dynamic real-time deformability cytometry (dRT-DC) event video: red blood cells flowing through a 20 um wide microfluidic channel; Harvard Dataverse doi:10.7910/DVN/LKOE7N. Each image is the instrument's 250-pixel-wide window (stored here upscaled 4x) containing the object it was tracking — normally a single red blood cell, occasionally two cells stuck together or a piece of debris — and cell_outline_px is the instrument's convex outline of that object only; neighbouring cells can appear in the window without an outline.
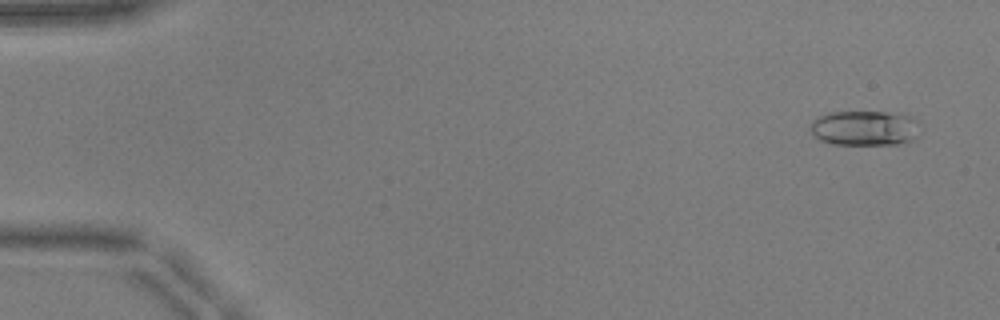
{"species": "common noctule bat (a hibernating species)", "species_latin": "Nyctalus noctula", "temperature_condition": "warm", "stored_images_in_passage": 51, "camera_frame_rate_fps": 3000, "um_per_image_px": 0.085, "animal": {"sex": "male", "body_mass_g": 17.9, "forearm_length_mm": 54.2}, "frame": {"image": 1, "passage_image": 3, "time_ms": 0.667, "image_size_px": [1000, 320], "cell_outline_px": [[920, 136], [912, 140], [896, 144], [832, 144], [820, 140], [812, 136], [812, 120], [828, 112], [884, 112], [912, 116], [920, 124]], "centroid_in_image_um": [73.54, 10.89], "position_along_channel_um": 11.5, "area_um2": 22.54}}
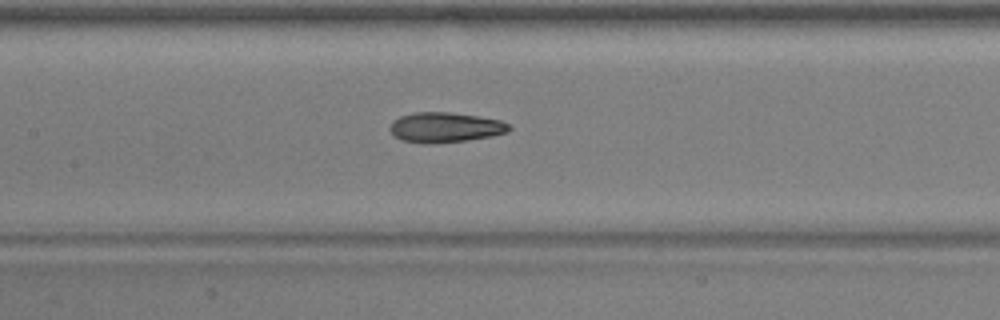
{"frame": {"image": 2, "passage_image": 25, "time_ms": 8.0, "image_size_px": [1000, 320], "cell_outline_px": [[512, 128], [508, 132], [492, 136], [464, 140], [432, 144], [424, 144], [400, 140], [392, 136], [388, 128], [392, 120], [400, 116], [412, 112], [452, 112], [480, 116], [500, 120], [508, 124]], "centroid_in_image_um": [37.78, 10.82], "position_along_channel_um": 169.6, "area_um2": 21.27}}
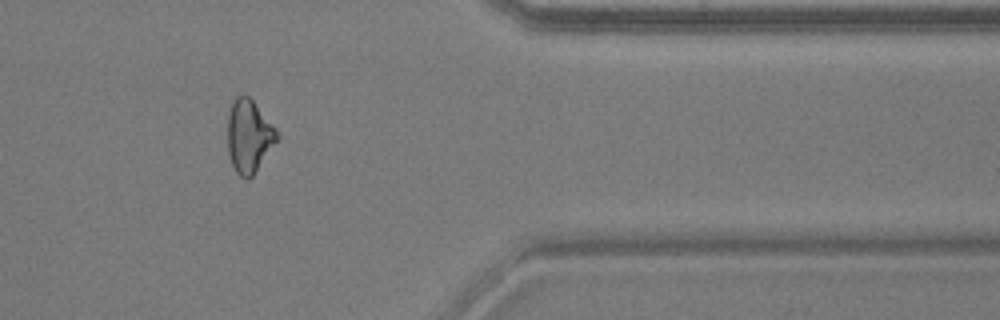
{"frame": {"image": 3, "passage_image": 43, "time_ms": 14.0, "image_size_px": [1000, 320], "cell_outline_px": [[280, 136], [252, 176], [248, 180], [244, 180], [236, 172], [232, 164], [228, 152], [228, 112], [232, 100], [236, 96], [248, 96], [252, 100], [276, 128]], "centroid_in_image_um": [21.15, 11.57], "position_along_channel_um": 390.3, "area_um2": 20.87}, "authors_computed_cell_mechanics": {"area_um2": 21.0392, "velocity_mm_per_s": 3.9651, "shape_relaxation_time_tau1_ms": 9.0612, "shape_relaxation_time_tau2_ms": 2.6666, "deformation_change_tau1": 0.2149, "deformation_change_tau2": 0.1153}}